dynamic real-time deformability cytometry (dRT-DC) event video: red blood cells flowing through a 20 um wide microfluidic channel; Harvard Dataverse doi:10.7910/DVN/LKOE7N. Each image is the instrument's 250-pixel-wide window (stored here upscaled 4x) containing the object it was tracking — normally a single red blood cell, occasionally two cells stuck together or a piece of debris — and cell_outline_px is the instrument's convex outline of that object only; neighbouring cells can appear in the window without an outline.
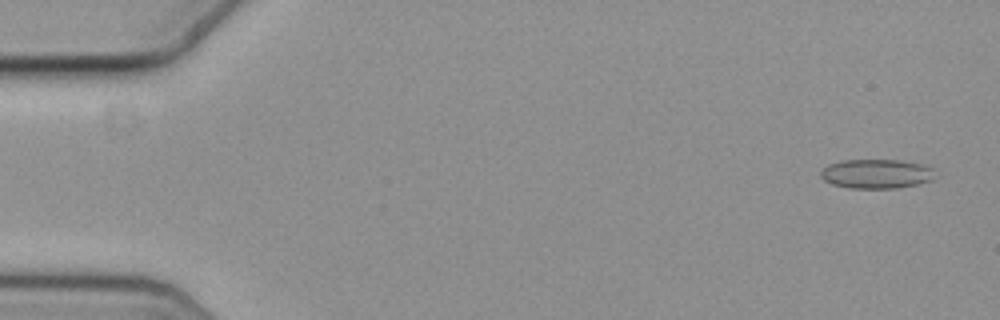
{"species": "common noctule bat (a hibernating species)", "species_latin": "Nyctalus noctula", "temperature_condition": "cold", "stored_images_in_passage": 25, "camera_frame_rate_fps": 3000, "um_per_image_px": 0.085, "animal": {"sex": "female", "body_mass_g": 19.3, "forearm_length_mm": 54.1}, "frame": {"image": 1, "passage_image": 3, "time_ms": 0.667, "image_size_px": [1000, 320], "cell_outline_px": [[932, 180], [916, 184], [896, 188], [848, 188], [832, 184], [824, 180], [820, 176], [820, 172], [828, 164], [840, 160], [904, 160], [920, 164], [932, 168]], "centroid_in_image_um": [74.44, 14.77], "position_along_channel_um": 10.6, "area_um2": 19.42}}
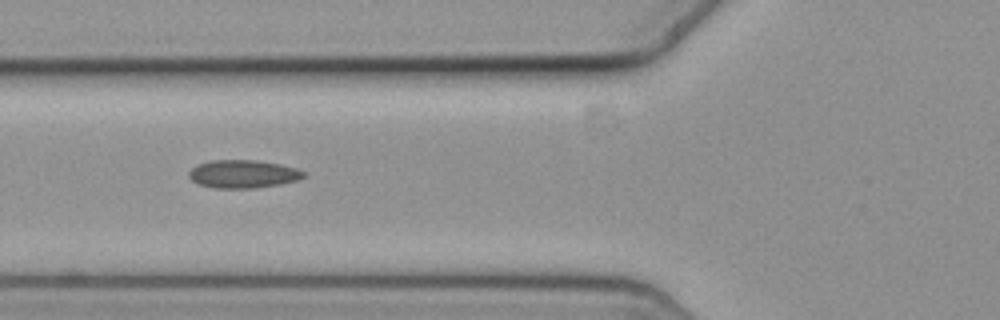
{"frame": {"image": 2, "passage_image": 22, "time_ms": 7.0, "image_size_px": [1000, 320], "cell_outline_px": [[304, 176], [296, 180], [280, 184], [256, 188], [212, 188], [200, 184], [192, 180], [188, 176], [188, 172], [196, 164], [212, 160], [256, 160], [280, 164], [296, 168], [304, 172]], "centroid_in_image_um": [20.62, 14.78], "position_along_channel_um": 105.2, "area_um2": 18.73}}
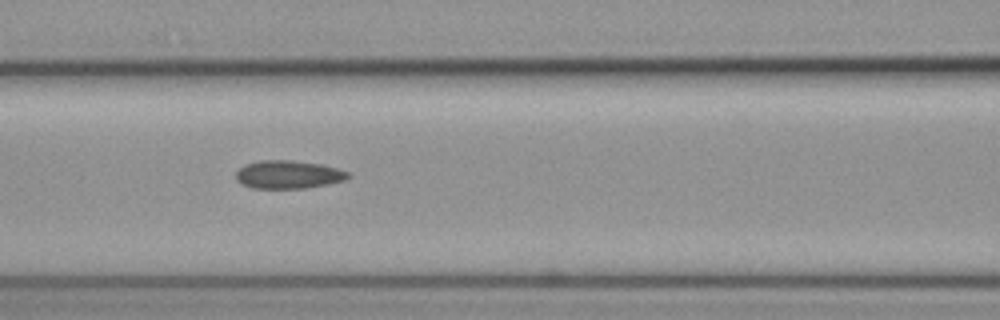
{"frame": {"image": 3, "passage_image": 25, "time_ms": 8.0, "image_size_px": [1000, 320], "cell_outline_px": [[352, 176], [344, 180], [328, 184], [308, 188], [252, 188], [240, 184], [236, 180], [236, 172], [244, 164], [260, 160], [292, 160], [320, 164], [336, 168], [348, 172]], "centroid_in_image_um": [24.48, 14.84], "position_along_channel_um": 142.1, "area_um2": 18.5}}